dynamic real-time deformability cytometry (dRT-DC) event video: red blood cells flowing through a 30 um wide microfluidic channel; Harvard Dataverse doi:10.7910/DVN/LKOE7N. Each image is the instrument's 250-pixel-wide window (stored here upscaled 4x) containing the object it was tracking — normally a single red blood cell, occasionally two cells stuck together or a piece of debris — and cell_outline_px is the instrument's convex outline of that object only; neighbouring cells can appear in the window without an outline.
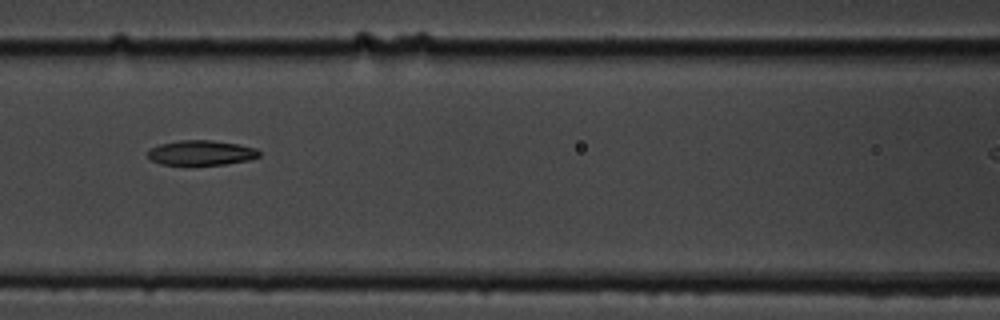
{"species": "common noctule bat (a hibernating species)", "species_latin": "Nyctalus noctula", "temperature_condition": "cold", "stored_images_in_passage": 13, "camera_frame_rate_fps": 3000, "um_per_image_px": 0.085, "animal": {"sex": "male", "body_mass_g": 19.5, "forearm_length_mm": 54.6}, "frame": {"image": 1, "passage_image": 6, "time_ms": 6.667, "image_size_px": [1000, 320], "cell_outline_px": [[260, 156], [248, 160], [224, 164], [160, 164], [152, 160], [148, 156], [148, 152], [152, 148], [160, 144], [180, 140], [212, 140], [236, 144], [256, 148], [260, 152]], "centroid_in_image_um": [17.12, 12.98], "position_along_channel_um": 149.5, "area_um2": 15.84}}
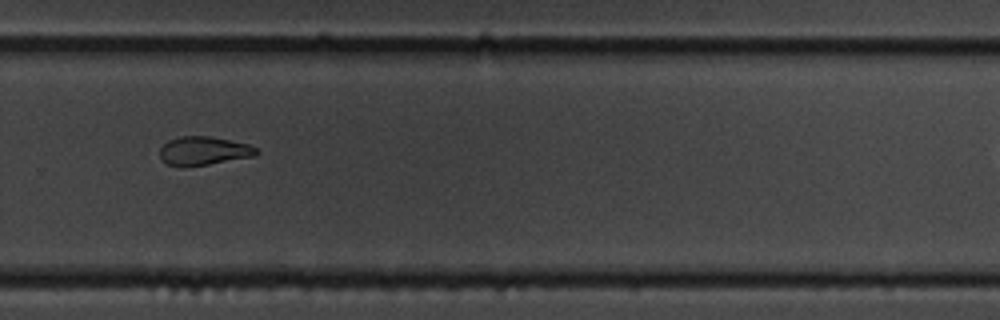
{"frame": {"image": 2, "passage_image": 10, "time_ms": 11.333, "image_size_px": [1000, 320], "cell_outline_px": [[260, 152], [256, 156], [184, 168], [180, 168], [168, 164], [160, 160], [160, 148], [168, 140], [180, 136], [208, 136], [248, 144], [256, 148]], "centroid_in_image_um": [17.28, 12.84], "position_along_channel_um": 312.5, "area_um2": 16.3}}
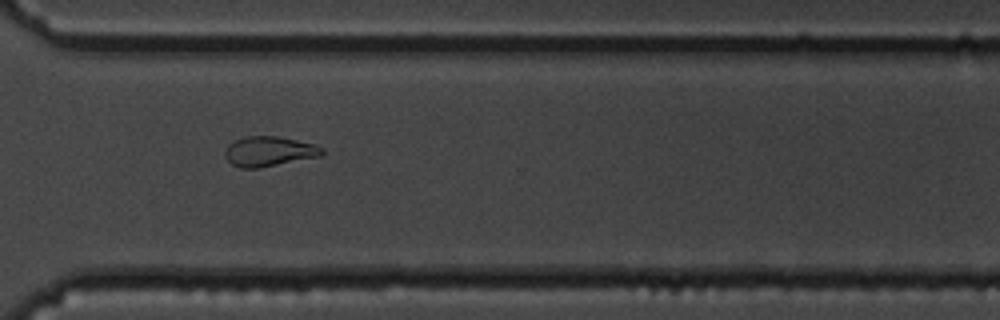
{"frame": {"image": 3, "passage_image": 11, "time_ms": 12.333, "image_size_px": [1000, 320], "cell_outline_px": [[324, 152], [320, 156], [260, 168], [240, 168], [232, 164], [224, 156], [224, 152], [228, 144], [236, 140], [248, 136], [280, 136], [316, 144], [324, 148]], "centroid_in_image_um": [22.88, 12.86], "position_along_channel_um": 347.7, "area_um2": 17.05}}